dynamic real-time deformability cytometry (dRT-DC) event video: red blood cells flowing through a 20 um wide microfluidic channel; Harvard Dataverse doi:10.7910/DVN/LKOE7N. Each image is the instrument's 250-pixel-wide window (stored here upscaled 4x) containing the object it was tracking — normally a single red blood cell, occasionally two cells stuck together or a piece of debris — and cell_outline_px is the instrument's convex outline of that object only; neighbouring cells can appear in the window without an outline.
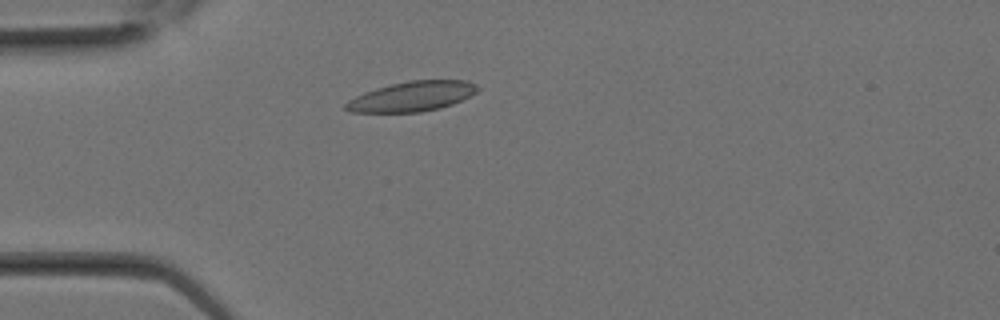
{"species": "Egyptian fruit bat (a non-hibernating species)", "species_latin": "Rousettus aegyptiacus", "temperature_condition": "room temperature", "stored_images_in_passage": 21, "camera_frame_rate_fps": 3000, "um_per_image_px": 0.085, "animal": {"sex": "female"}, "frame": {"image": 1, "passage_image": 1, "time_ms": 0.0, "image_size_px": [1000, 320], "cell_outline_px": [[480, 88], [476, 92], [452, 104], [440, 108], [420, 112], [352, 112], [344, 108], [344, 104], [348, 100], [364, 92], [376, 88], [408, 80], [468, 80], [476, 84]], "centroid_in_image_um": [35.02, 8.19], "position_along_channel_um": 50.0, "area_um2": 22.89}}
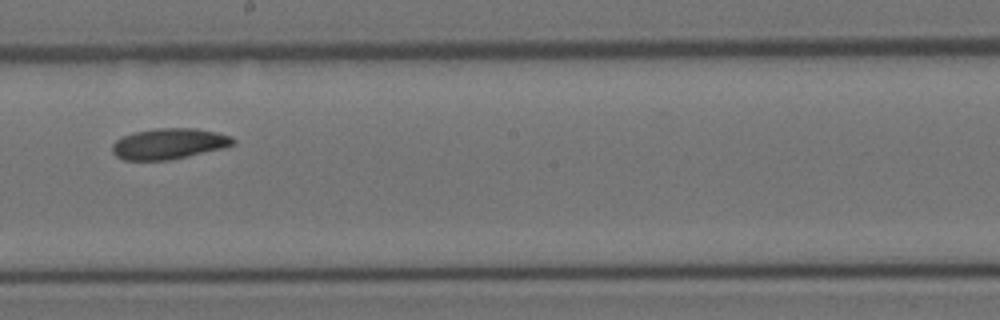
{"frame": {"image": 2, "passage_image": 9, "time_ms": 2.667, "image_size_px": [1000, 320], "cell_outline_px": [[236, 144], [224, 148], [188, 156], [168, 160], [124, 160], [116, 156], [112, 152], [112, 144], [116, 140], [124, 136], [136, 132], [156, 128], [196, 128], [216, 132], [232, 136], [236, 140]], "centroid_in_image_um": [14.39, 12.22], "position_along_channel_um": 233.8, "area_um2": 21.73}}
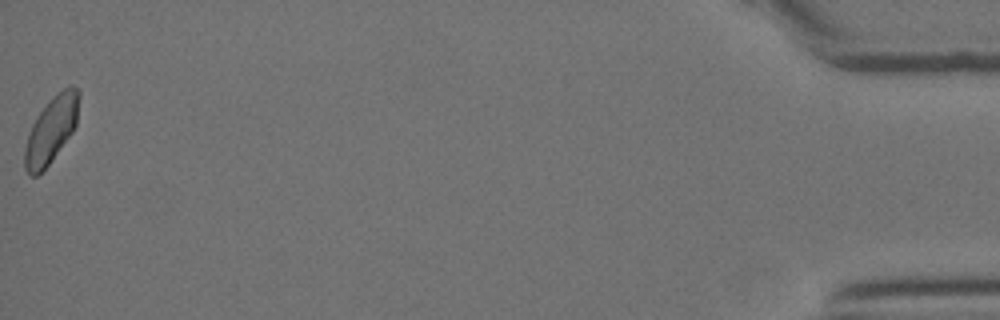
{"frame": {"image": 3, "passage_image": 21, "time_ms": 6.667, "image_size_px": [1000, 320], "cell_outline_px": [[80, 96], [76, 124], [72, 132], [48, 164], [36, 176], [28, 176], [24, 168], [24, 148], [28, 132], [36, 116], [68, 84], [72, 84], [80, 92]], "centroid_in_image_um": [4.34, 11.05], "position_along_channel_um": 430.9, "area_um2": 20.58}}